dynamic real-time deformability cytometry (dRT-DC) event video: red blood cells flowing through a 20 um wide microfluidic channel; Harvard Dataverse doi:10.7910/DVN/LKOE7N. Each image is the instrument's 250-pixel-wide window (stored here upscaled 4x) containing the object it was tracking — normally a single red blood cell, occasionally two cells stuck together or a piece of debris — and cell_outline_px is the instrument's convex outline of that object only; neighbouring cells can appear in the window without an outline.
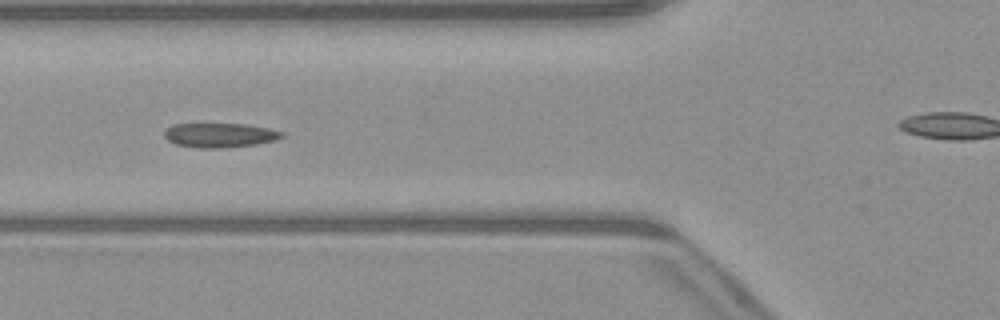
{"species": "common noctule bat (a hibernating species)", "species_latin": "Nyctalus noctula", "temperature_condition": "warm", "stored_images_in_passage": 8, "camera_frame_rate_fps": 3000, "um_per_image_px": 0.085, "animal": {"sex": "male", "body_mass_g": 23.1, "forearm_length_mm": 52.7}, "frame": {"image": 1, "passage_image": 6, "time_ms": 6.0, "image_size_px": [1000, 320], "cell_outline_px": [[284, 136], [276, 140], [256, 144], [220, 148], [200, 148], [176, 144], [168, 140], [164, 136], [164, 132], [172, 124], [248, 124], [268, 128], [284, 132]], "centroid_in_image_um": [18.7, 11.49], "position_along_channel_um": 107.1, "area_um2": 16.65}}
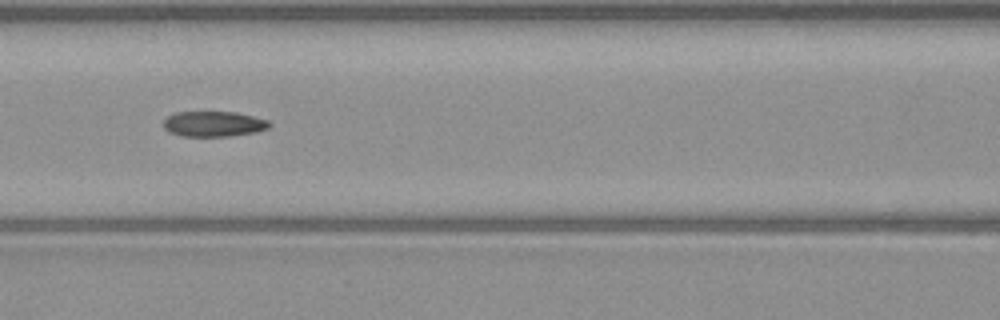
{"frame": {"image": 2, "passage_image": 8, "time_ms": 9.0, "image_size_px": [1000, 320], "cell_outline_px": [[272, 124], [268, 128], [256, 132], [232, 136], [180, 136], [168, 132], [164, 128], [164, 120], [168, 116], [176, 112], [236, 112], [268, 120]], "centroid_in_image_um": [18.16, 10.54], "position_along_channel_um": 148.4, "area_um2": 15.72}}